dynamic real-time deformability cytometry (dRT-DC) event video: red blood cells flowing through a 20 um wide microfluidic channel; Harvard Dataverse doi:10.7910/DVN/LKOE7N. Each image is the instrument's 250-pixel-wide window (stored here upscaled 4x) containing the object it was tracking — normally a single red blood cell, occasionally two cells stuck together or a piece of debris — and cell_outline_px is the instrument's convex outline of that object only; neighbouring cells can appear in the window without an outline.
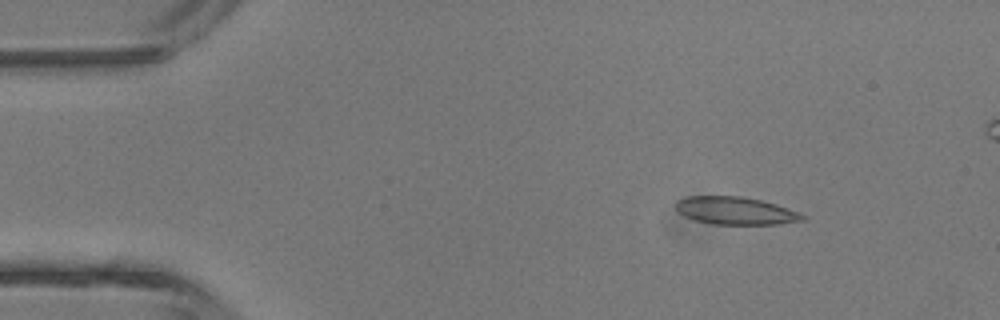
{"species": "common noctule bat (a hibernating species)", "species_latin": "Nyctalus noctula", "temperature_condition": "room temperature", "stored_images_in_passage": 3, "camera_frame_rate_fps": 3000, "um_per_image_px": 0.085, "animal": {"sex": "male", "body_mass_g": 13.3}, "frame": {"image": 1, "passage_image": 1, "time_ms": 0.0, "image_size_px": [1000, 320], "cell_outline_px": [[808, 216], [804, 220], [780, 224], [712, 224], [696, 220], [684, 216], [676, 212], [676, 200], [688, 196], [740, 196], [760, 200], [776, 204], [800, 212]], "centroid_in_image_um": [62.53, 17.91], "position_along_channel_um": 22.5, "area_um2": 20.58}}